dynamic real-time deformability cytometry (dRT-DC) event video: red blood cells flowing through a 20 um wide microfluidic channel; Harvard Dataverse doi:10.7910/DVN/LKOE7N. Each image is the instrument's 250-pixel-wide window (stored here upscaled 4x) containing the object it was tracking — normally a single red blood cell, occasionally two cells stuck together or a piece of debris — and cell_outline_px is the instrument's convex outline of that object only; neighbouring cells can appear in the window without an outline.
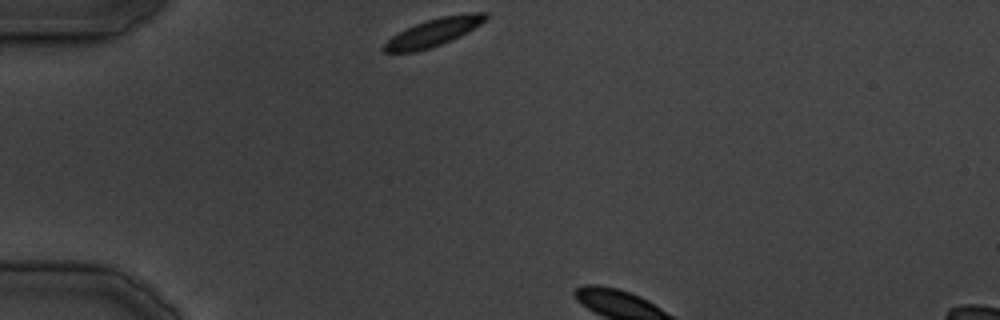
{"species": "common noctule bat (a hibernating species)", "species_latin": "Nyctalus noctula", "temperature_condition": "cold", "stored_images_in_passage": 3, "camera_frame_rate_fps": 3000, "um_per_image_px": 0.085, "animal": {"sex": "male", "body_mass_g": 19.5, "forearm_length_mm": 54.6}, "frame": {"image": 1, "passage_image": 1, "time_ms": 0.0, "image_size_px": [1000, 320], "cell_outline_px": [[488, 16], [480, 24], [440, 44], [416, 52], [384, 52], [380, 48], [392, 36], [416, 24], [440, 16], [472, 12], [488, 12]], "centroid_in_image_um": [36.81, 2.74], "position_along_channel_um": 48.2, "area_um2": 15.84}}